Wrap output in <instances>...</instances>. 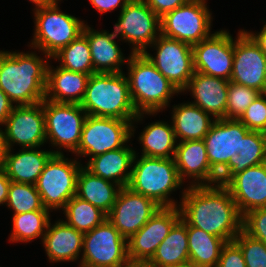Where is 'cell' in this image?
<instances>
[{"label": "cell", "instance_id": "1", "mask_svg": "<svg viewBox=\"0 0 266 267\" xmlns=\"http://www.w3.org/2000/svg\"><path fill=\"white\" fill-rule=\"evenodd\" d=\"M181 193L178 207L188 225L226 242L233 241L242 231L243 217L225 185L188 186Z\"/></svg>", "mask_w": 266, "mask_h": 267}, {"label": "cell", "instance_id": "2", "mask_svg": "<svg viewBox=\"0 0 266 267\" xmlns=\"http://www.w3.org/2000/svg\"><path fill=\"white\" fill-rule=\"evenodd\" d=\"M48 63L34 52L0 51V88L13 104L42 102Z\"/></svg>", "mask_w": 266, "mask_h": 267}, {"label": "cell", "instance_id": "3", "mask_svg": "<svg viewBox=\"0 0 266 267\" xmlns=\"http://www.w3.org/2000/svg\"><path fill=\"white\" fill-rule=\"evenodd\" d=\"M81 107L87 115L142 121L144 114L138 113L131 99L128 78L120 73H94L89 76Z\"/></svg>", "mask_w": 266, "mask_h": 267}, {"label": "cell", "instance_id": "4", "mask_svg": "<svg viewBox=\"0 0 266 267\" xmlns=\"http://www.w3.org/2000/svg\"><path fill=\"white\" fill-rule=\"evenodd\" d=\"M132 102L138 113L162 111L174 94L181 93L144 53H131L127 63Z\"/></svg>", "mask_w": 266, "mask_h": 267}, {"label": "cell", "instance_id": "5", "mask_svg": "<svg viewBox=\"0 0 266 267\" xmlns=\"http://www.w3.org/2000/svg\"><path fill=\"white\" fill-rule=\"evenodd\" d=\"M136 157L138 158L135 154L127 187L151 198L161 207L178 206V202L169 198L183 184L174 158Z\"/></svg>", "mask_w": 266, "mask_h": 267}, {"label": "cell", "instance_id": "6", "mask_svg": "<svg viewBox=\"0 0 266 267\" xmlns=\"http://www.w3.org/2000/svg\"><path fill=\"white\" fill-rule=\"evenodd\" d=\"M35 29L31 47L50 59L82 34L85 23L63 13L58 3L34 9Z\"/></svg>", "mask_w": 266, "mask_h": 267}, {"label": "cell", "instance_id": "7", "mask_svg": "<svg viewBox=\"0 0 266 267\" xmlns=\"http://www.w3.org/2000/svg\"><path fill=\"white\" fill-rule=\"evenodd\" d=\"M82 164L53 154L46 163L35 186L45 208L61 210L76 195L77 175Z\"/></svg>", "mask_w": 266, "mask_h": 267}, {"label": "cell", "instance_id": "8", "mask_svg": "<svg viewBox=\"0 0 266 267\" xmlns=\"http://www.w3.org/2000/svg\"><path fill=\"white\" fill-rule=\"evenodd\" d=\"M135 120L87 115L75 156L90 157L126 146L134 134ZM133 132V133H132ZM84 155V156H83Z\"/></svg>", "mask_w": 266, "mask_h": 267}, {"label": "cell", "instance_id": "9", "mask_svg": "<svg viewBox=\"0 0 266 267\" xmlns=\"http://www.w3.org/2000/svg\"><path fill=\"white\" fill-rule=\"evenodd\" d=\"M79 267H122L128 264L127 239L106 219L84 233Z\"/></svg>", "mask_w": 266, "mask_h": 267}, {"label": "cell", "instance_id": "10", "mask_svg": "<svg viewBox=\"0 0 266 267\" xmlns=\"http://www.w3.org/2000/svg\"><path fill=\"white\" fill-rule=\"evenodd\" d=\"M206 0H189L160 18L161 35L190 45L209 38L212 14Z\"/></svg>", "mask_w": 266, "mask_h": 267}, {"label": "cell", "instance_id": "11", "mask_svg": "<svg viewBox=\"0 0 266 267\" xmlns=\"http://www.w3.org/2000/svg\"><path fill=\"white\" fill-rule=\"evenodd\" d=\"M113 34L132 43L131 53H144L161 35L160 17L143 0H130L120 11Z\"/></svg>", "mask_w": 266, "mask_h": 267}, {"label": "cell", "instance_id": "12", "mask_svg": "<svg viewBox=\"0 0 266 267\" xmlns=\"http://www.w3.org/2000/svg\"><path fill=\"white\" fill-rule=\"evenodd\" d=\"M46 140L59 149L75 153L78 149L87 113L80 104L43 100Z\"/></svg>", "mask_w": 266, "mask_h": 267}, {"label": "cell", "instance_id": "13", "mask_svg": "<svg viewBox=\"0 0 266 267\" xmlns=\"http://www.w3.org/2000/svg\"><path fill=\"white\" fill-rule=\"evenodd\" d=\"M150 47L155 48L156 56L147 50L144 54L182 93L194 73L192 45L160 35Z\"/></svg>", "mask_w": 266, "mask_h": 267}, {"label": "cell", "instance_id": "14", "mask_svg": "<svg viewBox=\"0 0 266 267\" xmlns=\"http://www.w3.org/2000/svg\"><path fill=\"white\" fill-rule=\"evenodd\" d=\"M3 126L7 149L13 150L14 144L22 148H40L47 142L43 101L15 105Z\"/></svg>", "mask_w": 266, "mask_h": 267}, {"label": "cell", "instance_id": "15", "mask_svg": "<svg viewBox=\"0 0 266 267\" xmlns=\"http://www.w3.org/2000/svg\"><path fill=\"white\" fill-rule=\"evenodd\" d=\"M194 71L230 81L233 69L234 39L219 30L192 45Z\"/></svg>", "mask_w": 266, "mask_h": 267}, {"label": "cell", "instance_id": "16", "mask_svg": "<svg viewBox=\"0 0 266 267\" xmlns=\"http://www.w3.org/2000/svg\"><path fill=\"white\" fill-rule=\"evenodd\" d=\"M235 39L230 82L266 93L265 54L245 30H240Z\"/></svg>", "mask_w": 266, "mask_h": 267}, {"label": "cell", "instance_id": "17", "mask_svg": "<svg viewBox=\"0 0 266 267\" xmlns=\"http://www.w3.org/2000/svg\"><path fill=\"white\" fill-rule=\"evenodd\" d=\"M160 207L151 198L135 193L128 187H122L107 220L128 240Z\"/></svg>", "mask_w": 266, "mask_h": 267}, {"label": "cell", "instance_id": "18", "mask_svg": "<svg viewBox=\"0 0 266 267\" xmlns=\"http://www.w3.org/2000/svg\"><path fill=\"white\" fill-rule=\"evenodd\" d=\"M180 218L178 206L160 207L148 222L127 240L129 261L147 263Z\"/></svg>", "mask_w": 266, "mask_h": 267}, {"label": "cell", "instance_id": "19", "mask_svg": "<svg viewBox=\"0 0 266 267\" xmlns=\"http://www.w3.org/2000/svg\"><path fill=\"white\" fill-rule=\"evenodd\" d=\"M250 130L239 119H216L203 138L211 168L218 174L239 153Z\"/></svg>", "mask_w": 266, "mask_h": 267}, {"label": "cell", "instance_id": "20", "mask_svg": "<svg viewBox=\"0 0 266 267\" xmlns=\"http://www.w3.org/2000/svg\"><path fill=\"white\" fill-rule=\"evenodd\" d=\"M178 142L174 160L181 181L189 177L194 179L190 186L217 184L218 174L210 166L203 139Z\"/></svg>", "mask_w": 266, "mask_h": 267}, {"label": "cell", "instance_id": "21", "mask_svg": "<svg viewBox=\"0 0 266 267\" xmlns=\"http://www.w3.org/2000/svg\"><path fill=\"white\" fill-rule=\"evenodd\" d=\"M225 186L242 217L252 210L266 207V162L235 174Z\"/></svg>", "mask_w": 266, "mask_h": 267}, {"label": "cell", "instance_id": "22", "mask_svg": "<svg viewBox=\"0 0 266 267\" xmlns=\"http://www.w3.org/2000/svg\"><path fill=\"white\" fill-rule=\"evenodd\" d=\"M229 83V80L194 71L182 92L190 91L194 98L191 103L215 119H222L225 118Z\"/></svg>", "mask_w": 266, "mask_h": 267}, {"label": "cell", "instance_id": "23", "mask_svg": "<svg viewBox=\"0 0 266 267\" xmlns=\"http://www.w3.org/2000/svg\"><path fill=\"white\" fill-rule=\"evenodd\" d=\"M7 149L2 169L13 182L35 185L40 174L53 154H63L61 150L44 151L37 148H22L18 153Z\"/></svg>", "mask_w": 266, "mask_h": 267}, {"label": "cell", "instance_id": "24", "mask_svg": "<svg viewBox=\"0 0 266 267\" xmlns=\"http://www.w3.org/2000/svg\"><path fill=\"white\" fill-rule=\"evenodd\" d=\"M49 221L43 237L48 259L51 262L76 261L83 249L84 233L68 225L63 219L51 226Z\"/></svg>", "mask_w": 266, "mask_h": 267}, {"label": "cell", "instance_id": "25", "mask_svg": "<svg viewBox=\"0 0 266 267\" xmlns=\"http://www.w3.org/2000/svg\"><path fill=\"white\" fill-rule=\"evenodd\" d=\"M89 74L66 70L60 66L47 67L45 99L56 103L80 104Z\"/></svg>", "mask_w": 266, "mask_h": 267}, {"label": "cell", "instance_id": "26", "mask_svg": "<svg viewBox=\"0 0 266 267\" xmlns=\"http://www.w3.org/2000/svg\"><path fill=\"white\" fill-rule=\"evenodd\" d=\"M82 33L87 37L95 73H120L126 63L115 36L106 30L96 31L85 24Z\"/></svg>", "mask_w": 266, "mask_h": 267}, {"label": "cell", "instance_id": "27", "mask_svg": "<svg viewBox=\"0 0 266 267\" xmlns=\"http://www.w3.org/2000/svg\"><path fill=\"white\" fill-rule=\"evenodd\" d=\"M135 154L136 151L126 145L91 158L85 167L104 180L127 187Z\"/></svg>", "mask_w": 266, "mask_h": 267}, {"label": "cell", "instance_id": "28", "mask_svg": "<svg viewBox=\"0 0 266 267\" xmlns=\"http://www.w3.org/2000/svg\"><path fill=\"white\" fill-rule=\"evenodd\" d=\"M266 162V134L249 131L242 138V148L218 173V183L225 185L235 174Z\"/></svg>", "mask_w": 266, "mask_h": 267}, {"label": "cell", "instance_id": "29", "mask_svg": "<svg viewBox=\"0 0 266 267\" xmlns=\"http://www.w3.org/2000/svg\"><path fill=\"white\" fill-rule=\"evenodd\" d=\"M172 114L176 140L181 139L177 141L203 139L216 120L191 102L174 105Z\"/></svg>", "mask_w": 266, "mask_h": 267}, {"label": "cell", "instance_id": "30", "mask_svg": "<svg viewBox=\"0 0 266 267\" xmlns=\"http://www.w3.org/2000/svg\"><path fill=\"white\" fill-rule=\"evenodd\" d=\"M122 187L94 175L82 166L77 175L76 196L88 201L106 215L111 211Z\"/></svg>", "mask_w": 266, "mask_h": 267}, {"label": "cell", "instance_id": "31", "mask_svg": "<svg viewBox=\"0 0 266 267\" xmlns=\"http://www.w3.org/2000/svg\"><path fill=\"white\" fill-rule=\"evenodd\" d=\"M147 264L156 266L189 264L187 223L182 218L174 224Z\"/></svg>", "mask_w": 266, "mask_h": 267}, {"label": "cell", "instance_id": "32", "mask_svg": "<svg viewBox=\"0 0 266 267\" xmlns=\"http://www.w3.org/2000/svg\"><path fill=\"white\" fill-rule=\"evenodd\" d=\"M189 264L192 267H217L226 241L187 224Z\"/></svg>", "mask_w": 266, "mask_h": 267}, {"label": "cell", "instance_id": "33", "mask_svg": "<svg viewBox=\"0 0 266 267\" xmlns=\"http://www.w3.org/2000/svg\"><path fill=\"white\" fill-rule=\"evenodd\" d=\"M142 155L151 158H174L177 140L173 125L157 121L147 125L139 136Z\"/></svg>", "mask_w": 266, "mask_h": 267}, {"label": "cell", "instance_id": "34", "mask_svg": "<svg viewBox=\"0 0 266 267\" xmlns=\"http://www.w3.org/2000/svg\"><path fill=\"white\" fill-rule=\"evenodd\" d=\"M62 211L67 218L65 222L83 233L91 231L107 219L103 211L76 195L66 203Z\"/></svg>", "mask_w": 266, "mask_h": 267}, {"label": "cell", "instance_id": "35", "mask_svg": "<svg viewBox=\"0 0 266 267\" xmlns=\"http://www.w3.org/2000/svg\"><path fill=\"white\" fill-rule=\"evenodd\" d=\"M49 212V210H38L12 215L13 228L9 242L26 243L38 237L43 241L50 221Z\"/></svg>", "mask_w": 266, "mask_h": 267}, {"label": "cell", "instance_id": "36", "mask_svg": "<svg viewBox=\"0 0 266 267\" xmlns=\"http://www.w3.org/2000/svg\"><path fill=\"white\" fill-rule=\"evenodd\" d=\"M51 59L60 61V67L74 72L94 74L90 47L87 37L82 33L68 46L62 48Z\"/></svg>", "mask_w": 266, "mask_h": 267}, {"label": "cell", "instance_id": "37", "mask_svg": "<svg viewBox=\"0 0 266 267\" xmlns=\"http://www.w3.org/2000/svg\"><path fill=\"white\" fill-rule=\"evenodd\" d=\"M6 205L14 210L13 215L38 210H49L44 207L35 185L13 181L9 185Z\"/></svg>", "mask_w": 266, "mask_h": 267}, {"label": "cell", "instance_id": "38", "mask_svg": "<svg viewBox=\"0 0 266 267\" xmlns=\"http://www.w3.org/2000/svg\"><path fill=\"white\" fill-rule=\"evenodd\" d=\"M259 94L260 92L255 89L230 82L225 118L239 119Z\"/></svg>", "mask_w": 266, "mask_h": 267}, {"label": "cell", "instance_id": "39", "mask_svg": "<svg viewBox=\"0 0 266 267\" xmlns=\"http://www.w3.org/2000/svg\"><path fill=\"white\" fill-rule=\"evenodd\" d=\"M241 249L246 267H266V244L243 230L233 240Z\"/></svg>", "mask_w": 266, "mask_h": 267}, {"label": "cell", "instance_id": "40", "mask_svg": "<svg viewBox=\"0 0 266 267\" xmlns=\"http://www.w3.org/2000/svg\"><path fill=\"white\" fill-rule=\"evenodd\" d=\"M239 120L250 130L266 134V93H260Z\"/></svg>", "mask_w": 266, "mask_h": 267}, {"label": "cell", "instance_id": "41", "mask_svg": "<svg viewBox=\"0 0 266 267\" xmlns=\"http://www.w3.org/2000/svg\"><path fill=\"white\" fill-rule=\"evenodd\" d=\"M242 230L266 244V207L246 213L243 216Z\"/></svg>", "mask_w": 266, "mask_h": 267}, {"label": "cell", "instance_id": "42", "mask_svg": "<svg viewBox=\"0 0 266 267\" xmlns=\"http://www.w3.org/2000/svg\"><path fill=\"white\" fill-rule=\"evenodd\" d=\"M217 267H246L243 253L234 241L223 246Z\"/></svg>", "mask_w": 266, "mask_h": 267}, {"label": "cell", "instance_id": "43", "mask_svg": "<svg viewBox=\"0 0 266 267\" xmlns=\"http://www.w3.org/2000/svg\"><path fill=\"white\" fill-rule=\"evenodd\" d=\"M149 8L160 18L167 12L175 10L184 5L189 0H143Z\"/></svg>", "mask_w": 266, "mask_h": 267}, {"label": "cell", "instance_id": "44", "mask_svg": "<svg viewBox=\"0 0 266 267\" xmlns=\"http://www.w3.org/2000/svg\"><path fill=\"white\" fill-rule=\"evenodd\" d=\"M92 6L101 14L111 12L120 6L122 11L130 0H89Z\"/></svg>", "mask_w": 266, "mask_h": 267}, {"label": "cell", "instance_id": "45", "mask_svg": "<svg viewBox=\"0 0 266 267\" xmlns=\"http://www.w3.org/2000/svg\"><path fill=\"white\" fill-rule=\"evenodd\" d=\"M14 108L13 103L0 88V125H3Z\"/></svg>", "mask_w": 266, "mask_h": 267}, {"label": "cell", "instance_id": "46", "mask_svg": "<svg viewBox=\"0 0 266 267\" xmlns=\"http://www.w3.org/2000/svg\"><path fill=\"white\" fill-rule=\"evenodd\" d=\"M10 183L11 180L8 178L5 171L0 168V205L6 204Z\"/></svg>", "mask_w": 266, "mask_h": 267}, {"label": "cell", "instance_id": "47", "mask_svg": "<svg viewBox=\"0 0 266 267\" xmlns=\"http://www.w3.org/2000/svg\"><path fill=\"white\" fill-rule=\"evenodd\" d=\"M245 32L253 39L266 56V23L263 25L261 31L256 34L254 32H247V30Z\"/></svg>", "mask_w": 266, "mask_h": 267}, {"label": "cell", "instance_id": "48", "mask_svg": "<svg viewBox=\"0 0 266 267\" xmlns=\"http://www.w3.org/2000/svg\"><path fill=\"white\" fill-rule=\"evenodd\" d=\"M0 128V168H2L4 159L7 152V147L5 143L4 131Z\"/></svg>", "mask_w": 266, "mask_h": 267}, {"label": "cell", "instance_id": "49", "mask_svg": "<svg viewBox=\"0 0 266 267\" xmlns=\"http://www.w3.org/2000/svg\"><path fill=\"white\" fill-rule=\"evenodd\" d=\"M30 2L35 4L34 9L43 8L55 4L53 0H30Z\"/></svg>", "mask_w": 266, "mask_h": 267}, {"label": "cell", "instance_id": "50", "mask_svg": "<svg viewBox=\"0 0 266 267\" xmlns=\"http://www.w3.org/2000/svg\"><path fill=\"white\" fill-rule=\"evenodd\" d=\"M122 267H149V265L147 263H141V262H129L128 264Z\"/></svg>", "mask_w": 266, "mask_h": 267}, {"label": "cell", "instance_id": "51", "mask_svg": "<svg viewBox=\"0 0 266 267\" xmlns=\"http://www.w3.org/2000/svg\"><path fill=\"white\" fill-rule=\"evenodd\" d=\"M149 267H192L190 264H183V265H177V266H156V265H149Z\"/></svg>", "mask_w": 266, "mask_h": 267}]
</instances>
